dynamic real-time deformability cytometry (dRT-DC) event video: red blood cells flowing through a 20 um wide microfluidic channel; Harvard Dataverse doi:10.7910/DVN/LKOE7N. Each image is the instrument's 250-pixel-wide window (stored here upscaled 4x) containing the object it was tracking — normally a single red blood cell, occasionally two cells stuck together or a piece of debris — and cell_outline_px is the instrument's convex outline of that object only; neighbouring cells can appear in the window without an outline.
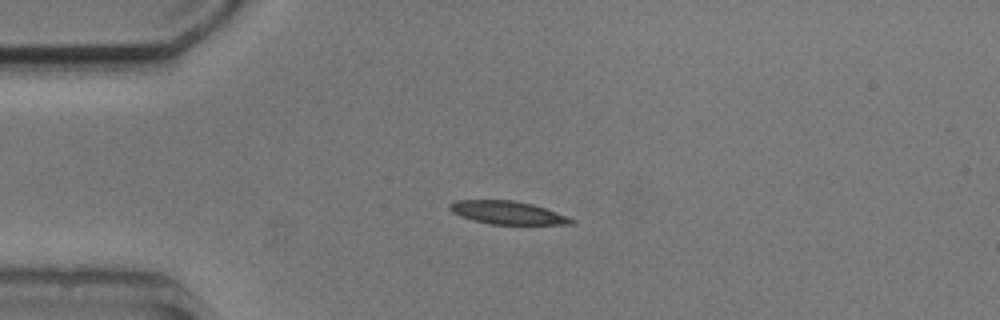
{"species": "common noctule bat (a hibernating species)", "species_latin": "Nyctalus noctula", "temperature_condition": "cold", "stored_images_in_passage": 4, "camera_frame_rate_fps": 3000, "um_per_image_px": 0.085, "animal": {"sex": "male", "body_mass_g": 20.5, "forearm_length_mm": 52.5}, "frame": {"image": 1, "passage_image": 3, "time_ms": 2.333, "image_size_px": [1000, 320], "cell_outline_px": [[576, 220], [572, 224], [492, 224], [460, 216], [452, 212], [448, 208], [448, 204], [456, 200], [512, 200], [532, 204], [568, 216]], "centroid_in_image_um": [43.12, 18.07], "position_along_channel_um": 41.9, "area_um2": 16.18}}